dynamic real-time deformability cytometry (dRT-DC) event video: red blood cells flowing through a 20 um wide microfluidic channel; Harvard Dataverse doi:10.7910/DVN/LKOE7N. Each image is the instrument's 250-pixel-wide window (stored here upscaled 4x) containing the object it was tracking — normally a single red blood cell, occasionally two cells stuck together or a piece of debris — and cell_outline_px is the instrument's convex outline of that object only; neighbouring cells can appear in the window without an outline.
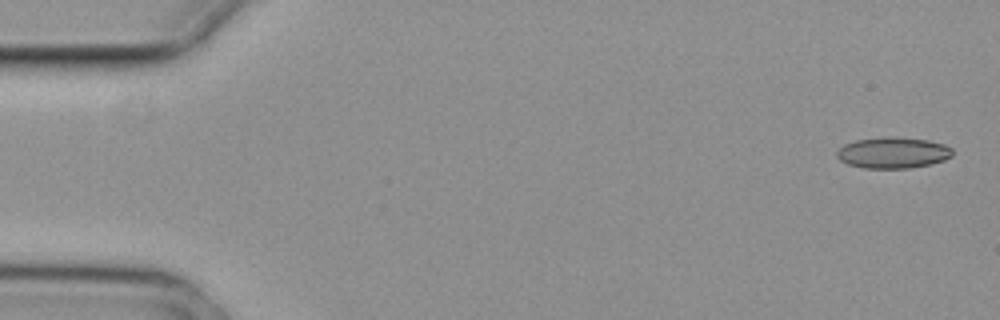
{"species": "common noctule bat (a hibernating species)", "species_latin": "Nyctalus noctula", "temperature_condition": "cold", "stored_images_in_passage": 5, "camera_frame_rate_fps": 3000, "um_per_image_px": 0.085, "animal": {"sex": "female", "body_mass_g": 29.2, "forearm_length_mm": 56.3}, "frame": {"image": 1, "passage_image": 1, "time_ms": 0.0, "image_size_px": [1000, 320], "cell_outline_px": [[952, 156], [944, 160], [912, 168], [864, 168], [848, 164], [840, 160], [836, 156], [836, 152], [844, 144], [856, 140], [884, 136], [892, 136], [928, 140], [944, 144], [952, 148]], "centroid_in_image_um": [75.89, 12.97], "position_along_channel_um": 9.1, "area_um2": 21.04}}
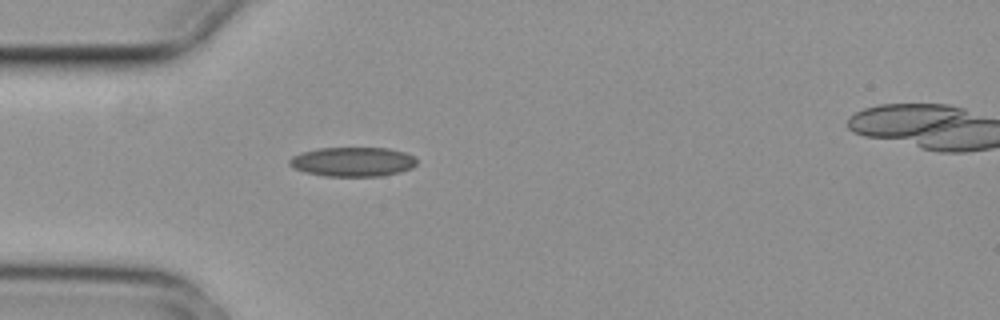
{"frame": {"image": 2, "passage_image": 4, "time_ms": 1.0, "image_size_px": [1000, 320], "cell_outline_px": [[416, 164], [412, 168], [400, 172], [380, 176], [324, 176], [304, 172], [288, 164], [288, 160], [292, 156], [300, 152], [316, 148], [388, 148], [404, 152], [412, 156], [416, 160]], "centroid_in_image_um": [29.95, 13.75], "position_along_channel_um": 55.1, "area_um2": 21.85}}